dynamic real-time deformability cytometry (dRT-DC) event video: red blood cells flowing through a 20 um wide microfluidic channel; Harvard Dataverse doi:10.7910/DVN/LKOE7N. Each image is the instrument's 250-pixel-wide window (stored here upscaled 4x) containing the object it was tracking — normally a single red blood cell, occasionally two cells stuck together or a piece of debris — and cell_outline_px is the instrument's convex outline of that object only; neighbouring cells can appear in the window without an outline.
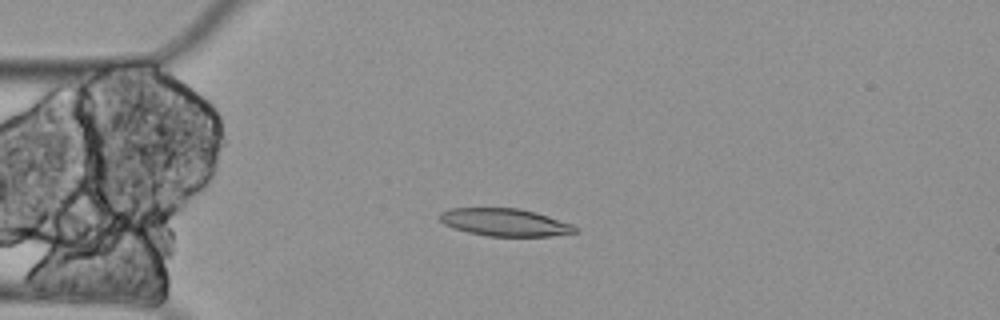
{"species": "Egyptian fruit bat (a non-hibernating species)", "species_latin": "Rousettus aegyptiacus", "temperature_condition": "cold", "stored_images_in_passage": 10, "camera_frame_rate_fps": 3000, "um_per_image_px": 0.085, "animal": {"sex": "female"}, "frame": {"image": 1, "passage_image": 4, "time_ms": 1.0, "image_size_px": [1000, 320], "cell_outline_px": [[580, 232], [552, 236], [488, 236], [468, 232], [444, 224], [440, 220], [440, 212], [448, 208], [520, 208], [536, 212], [572, 224], [580, 228]], "centroid_in_image_um": [42.97, 18.89], "position_along_channel_um": 42.0, "area_um2": 21.85}}
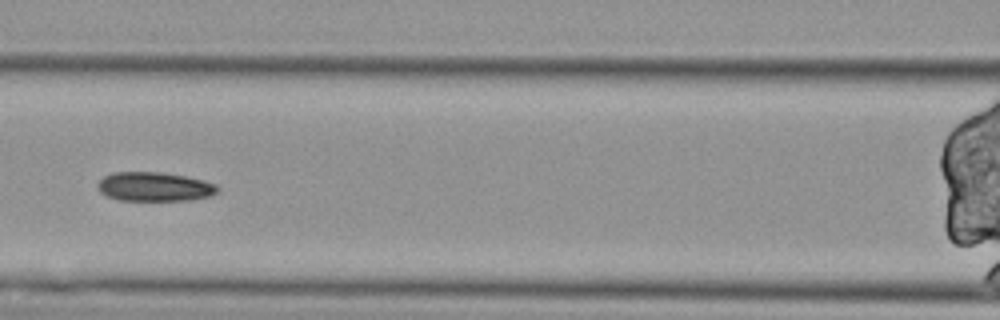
{"frame": {"image": 2, "passage_image": 7, "time_ms": 2.0, "image_size_px": [1000, 320], "cell_outline_px": [[220, 192], [208, 196], [188, 200], [120, 200], [108, 196], [100, 192], [96, 188], [96, 184], [104, 176], [112, 172], [160, 172], [184, 176], [204, 180], [216, 184], [220, 188]], "centroid_in_image_um": [13.13, 15.86], "position_along_channel_um": 153.5, "area_um2": 20.4}}
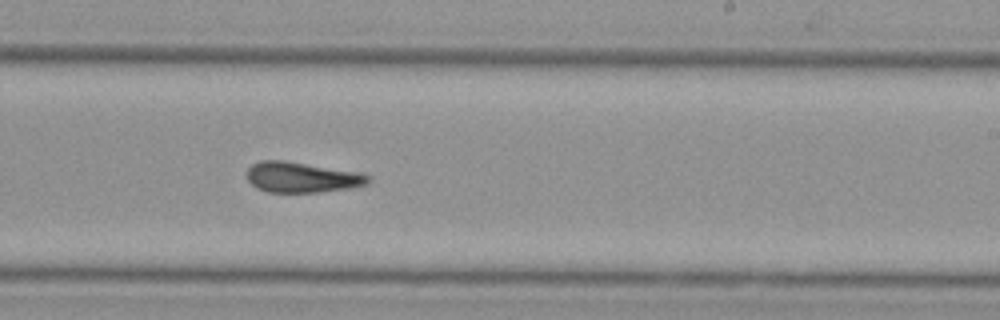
{"frame": {"image": 3, "passage_image": 10, "time_ms": 3.0, "image_size_px": [1000, 320], "cell_outline_px": [[372, 180], [368, 184], [352, 188], [320, 192], [268, 192], [256, 188], [248, 180], [248, 168], [252, 164], [260, 160], [284, 160], [364, 172], [372, 176]], "centroid_in_image_um": [25.75, 15.06], "position_along_channel_um": 263.3, "area_um2": 22.02}}